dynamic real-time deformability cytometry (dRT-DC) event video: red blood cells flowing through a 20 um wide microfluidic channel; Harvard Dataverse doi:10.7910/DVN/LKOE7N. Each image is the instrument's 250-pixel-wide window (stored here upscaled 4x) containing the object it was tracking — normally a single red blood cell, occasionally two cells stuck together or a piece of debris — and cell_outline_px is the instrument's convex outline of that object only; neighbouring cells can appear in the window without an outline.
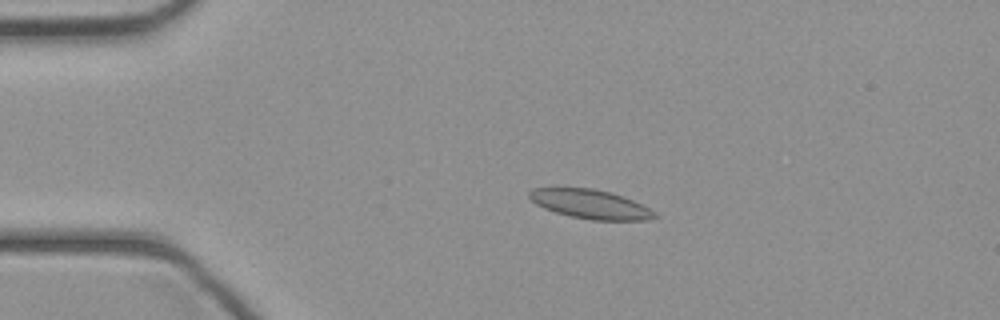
{"species": "common noctule bat (a hibernating species)", "species_latin": "Nyctalus noctula", "temperature_condition": "cold", "stored_images_in_passage": 45, "camera_frame_rate_fps": 3000, "um_per_image_px": 0.085, "animal": {"sex": "female", "body_mass_g": 21.9}, "frame": {"image": 1, "passage_image": 10, "time_ms": 3.0, "image_size_px": [1000, 320], "cell_outline_px": [[660, 216], [648, 220], [592, 220], [572, 216], [556, 212], [544, 208], [536, 204], [528, 196], [528, 192], [532, 188], [592, 188], [608, 192], [632, 200], [656, 212]], "centroid_in_image_um": [50.18, 17.36], "position_along_channel_um": 34.8, "area_um2": 20.98}}
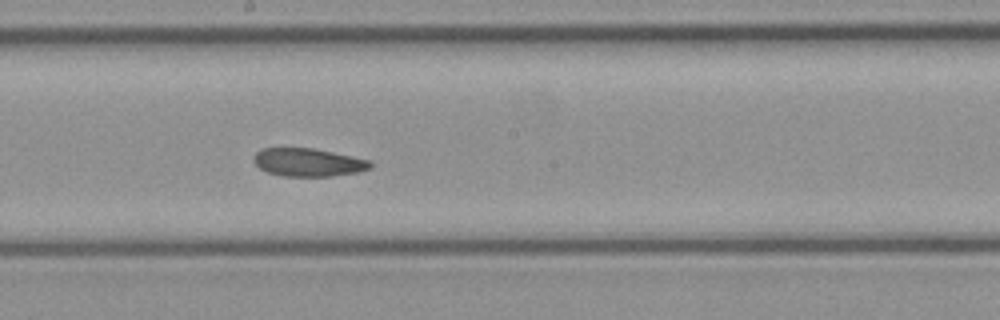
{"frame": {"image": 2, "passage_image": 25, "time_ms": 8.0, "image_size_px": [1000, 320], "cell_outline_px": [[372, 168], [356, 172], [332, 176], [284, 176], [268, 172], [260, 168], [252, 160], [252, 156], [256, 152], [264, 148], [312, 148], [372, 160]], "centroid_in_image_um": [26.2, 13.79], "position_along_channel_um": 222.0, "area_um2": 19.07}}
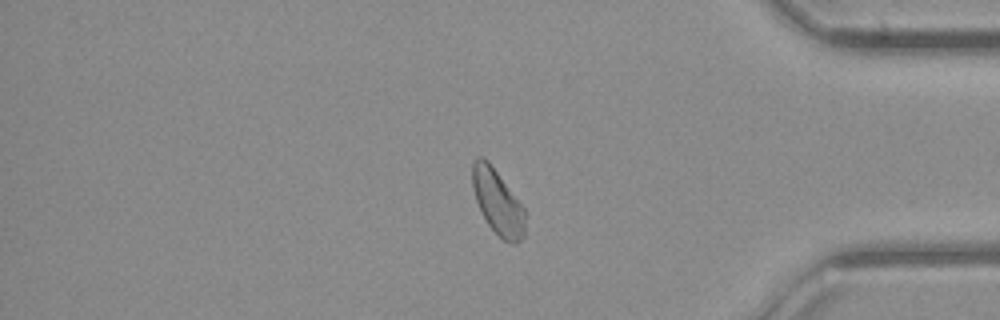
{"frame": {"image": 3, "passage_image": 38, "time_ms": 12.333, "image_size_px": [1000, 320], "cell_outline_px": [[524, 236], [516, 244], [508, 244], [488, 224], [476, 200], [472, 188], [472, 160], [480, 156], [484, 156], [488, 160], [524, 208]], "centroid_in_image_um": [42.28, 17.15], "position_along_channel_um": 392.9, "area_um2": 19.71}}